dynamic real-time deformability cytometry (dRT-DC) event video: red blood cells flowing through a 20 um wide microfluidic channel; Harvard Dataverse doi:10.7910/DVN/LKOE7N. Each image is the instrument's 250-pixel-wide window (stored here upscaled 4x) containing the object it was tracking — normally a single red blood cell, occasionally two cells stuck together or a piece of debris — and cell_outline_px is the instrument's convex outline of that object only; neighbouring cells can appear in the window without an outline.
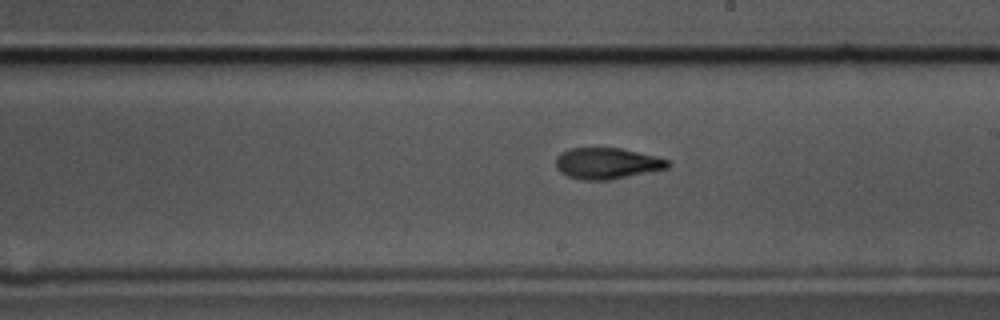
{"species": "common noctule bat (a hibernating species)", "species_latin": "Nyctalus noctula", "temperature_condition": "cold", "stored_images_in_passage": 56, "camera_frame_rate_fps": 3000, "um_per_image_px": 0.085, "animal": {"sex": "male", "body_mass_g": 17.5, "forearm_length_mm": 52.3}, "frame": {"image": 1, "passage_image": 32, "time_ms": 10.333, "image_size_px": [1000, 320], "cell_outline_px": [[672, 164], [668, 168], [612, 180], [580, 180], [568, 176], [560, 172], [556, 168], [556, 156], [560, 152], [568, 148], [620, 148], [656, 156], [668, 160]], "centroid_in_image_um": [51.58, 13.89], "position_along_channel_um": 237.4, "area_um2": 20.58}}
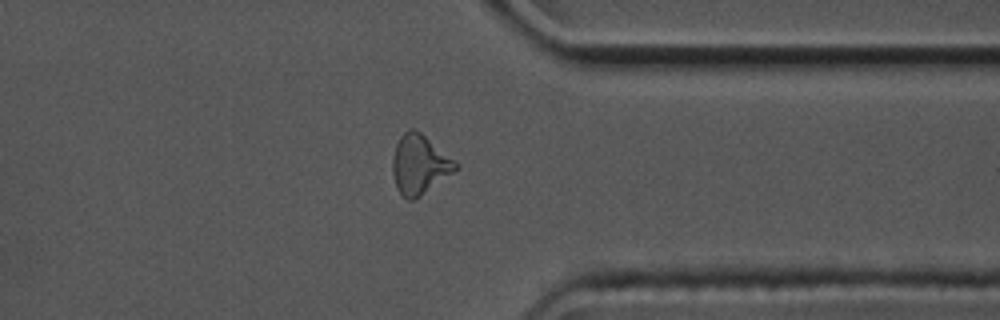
{"frame": {"image": 2, "passage_image": 44, "time_ms": 14.333, "image_size_px": [1000, 320], "cell_outline_px": [[460, 168], [420, 196], [412, 200], [408, 200], [400, 192], [396, 184], [392, 172], [392, 156], [396, 144], [400, 136], [408, 128], [412, 128], [420, 132], [452, 160]], "centroid_in_image_um": [35.62, 13.98], "position_along_channel_um": 375.8, "area_um2": 21.27}}
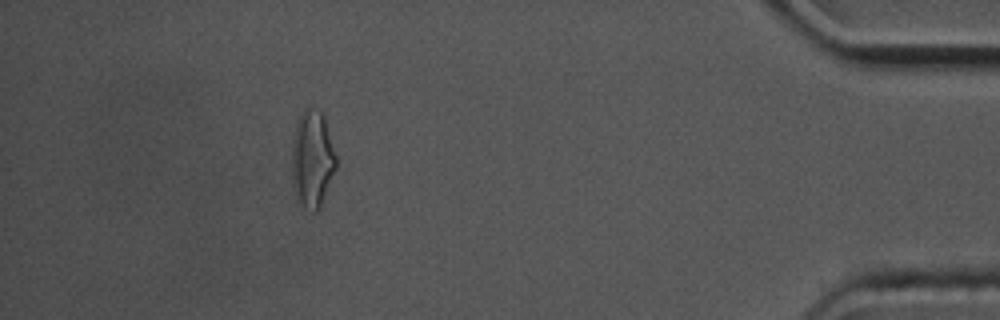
{"frame": {"image": 3, "passage_image": 51, "time_ms": 16.667, "image_size_px": [1000, 320], "cell_outline_px": [[336, 168], [320, 208], [316, 212], [312, 212], [296, 196], [292, 184], [292, 144], [296, 124], [304, 108], [316, 108], [324, 116], [336, 156]], "centroid_in_image_um": [26.54, 13.51], "position_along_channel_um": 408.7, "area_um2": 24.8}, "authors_computed_cell_mechanics": {"area_um2": 20.1722, "velocity_mm_per_s": 3.576, "shape_relaxation_time_tau1_ms": 3.829, "shape_relaxation_time_tau2_ms": 2.2828, "deformation_change_tau1": 0.1519, "deformation_change_tau2": 0.088}}